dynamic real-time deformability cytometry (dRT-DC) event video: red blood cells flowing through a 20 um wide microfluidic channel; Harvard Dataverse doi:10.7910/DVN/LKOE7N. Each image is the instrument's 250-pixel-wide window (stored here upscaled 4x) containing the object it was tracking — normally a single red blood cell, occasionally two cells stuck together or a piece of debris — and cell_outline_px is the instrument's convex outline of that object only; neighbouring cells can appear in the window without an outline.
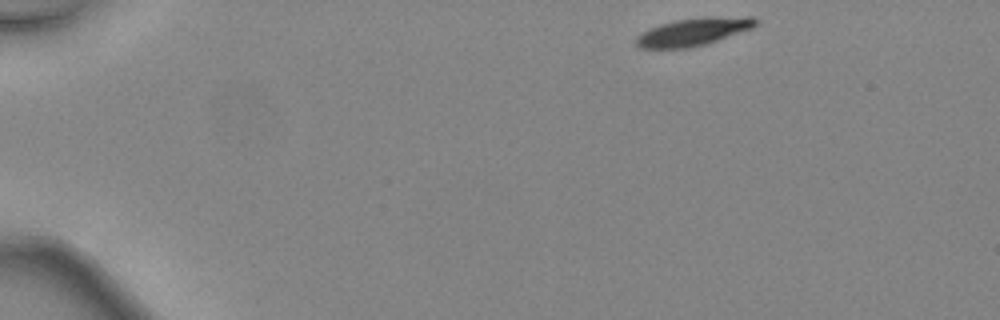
{"species": "common noctule bat (a hibernating species)", "species_latin": "Nyctalus noctula", "temperature_condition": "warm", "stored_images_in_passage": 40, "camera_frame_rate_fps": 3000, "um_per_image_px": 0.085, "animal": {"sex": "female", "body_mass_g": 24.6, "forearm_length_mm": 56.2}, "frame": {"image": 1, "passage_image": 1, "time_ms": 0.0, "image_size_px": [1000, 320], "cell_outline_px": [[756, 24], [752, 28], [704, 44], [688, 48], [640, 48], [636, 44], [636, 36], [640, 32], [660, 24], [676, 20], [744, 16], [752, 16], [756, 20]], "centroid_in_image_um": [58.87, 2.72], "position_along_channel_um": 26.1, "area_um2": 18.67}}
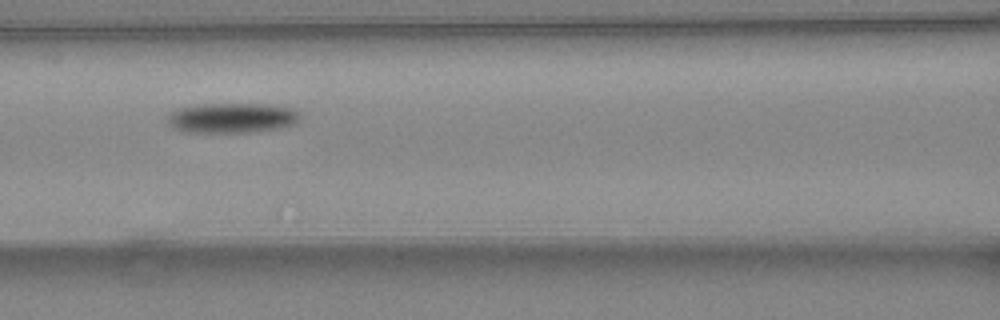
{"frame": {"image": 2, "passage_image": 16, "time_ms": 5.0, "image_size_px": [1000, 320], "cell_outline_px": [[300, 120], [296, 124], [284, 128], [248, 132], [192, 132], [172, 128], [168, 120], [168, 116], [172, 112], [180, 108], [196, 104], [268, 104], [288, 108], [300, 112]], "centroid_in_image_um": [19.77, 10.02], "position_along_channel_um": 146.8, "area_um2": 23.18}}
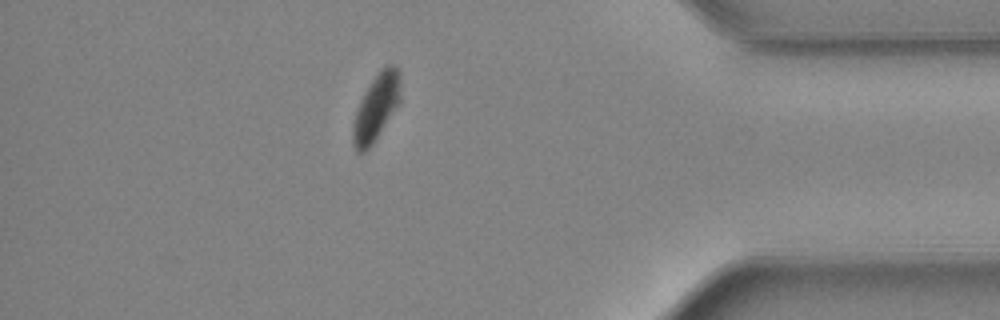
{"frame": {"image": 3, "passage_image": 35, "time_ms": 11.333, "image_size_px": [1000, 320], "cell_outline_px": [[400, 104], [372, 144], [364, 152], [356, 152], [352, 144], [352, 128], [356, 112], [360, 100], [368, 84], [388, 64], [392, 64], [400, 72]], "centroid_in_image_um": [31.98, 9.15], "position_along_channel_um": 403.2, "area_um2": 18.38}, "authors_computed_cell_mechanics": {"area_um2": 21.1837, "velocity_mm_per_s": 4.5111, "shape_relaxation_time_tau1_ms": 3.2452, "shape_relaxation_time_tau2_ms": null, "deformation_change_tau1": 0.1621, "deformation_change_tau2": null}}